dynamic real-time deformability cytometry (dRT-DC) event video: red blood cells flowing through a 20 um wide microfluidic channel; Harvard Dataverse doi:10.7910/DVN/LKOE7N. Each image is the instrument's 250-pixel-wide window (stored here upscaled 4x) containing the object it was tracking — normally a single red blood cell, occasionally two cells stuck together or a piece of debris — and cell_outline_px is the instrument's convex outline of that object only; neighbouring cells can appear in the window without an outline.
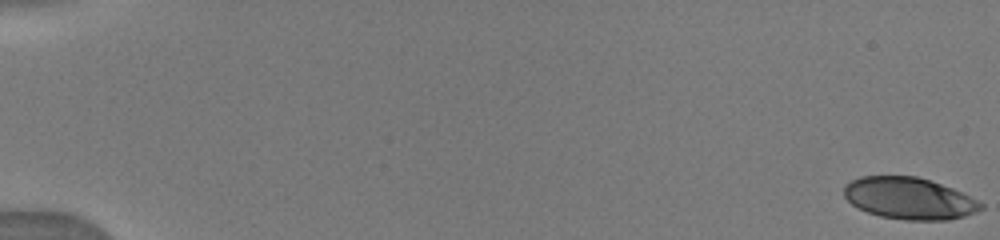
{"species": "human", "species_latin": "Homo sapiens", "temperature_condition": "warm", "stored_images_in_passage": 25, "camera_frame_rate_fps": 3000, "um_per_image_px": 0.085, "donor": {"sex": "male"}, "frame": {"image": 1, "passage_image": 1, "time_ms": 0.0, "image_size_px": [1000, 240], "cell_outline_px": [[984, 208], [976, 212], [964, 216], [948, 220], [904, 220], [880, 216], [868, 212], [852, 204], [844, 196], [844, 184], [860, 176], [916, 176], [952, 188], [984, 204]], "centroid_in_image_um": [77.27, 16.86], "position_along_channel_um": 7.7, "area_um2": 33.12}}
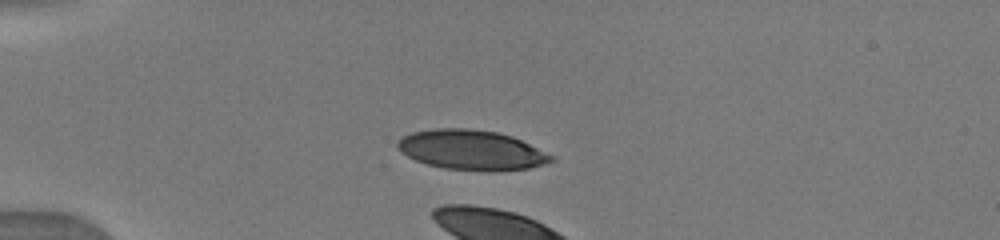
{"frame": {"image": 2, "passage_image": 17, "time_ms": 4.667, "image_size_px": [1000, 240], "cell_outline_px": [[556, 160], [544, 164], [528, 168], [492, 172], [444, 168], [428, 164], [416, 160], [400, 152], [396, 148], [396, 140], [412, 132], [436, 128], [468, 128], [496, 132], [512, 136], [552, 156]], "centroid_in_image_um": [40.03, 12.75], "position_along_channel_um": 45.0, "area_um2": 35.6}}